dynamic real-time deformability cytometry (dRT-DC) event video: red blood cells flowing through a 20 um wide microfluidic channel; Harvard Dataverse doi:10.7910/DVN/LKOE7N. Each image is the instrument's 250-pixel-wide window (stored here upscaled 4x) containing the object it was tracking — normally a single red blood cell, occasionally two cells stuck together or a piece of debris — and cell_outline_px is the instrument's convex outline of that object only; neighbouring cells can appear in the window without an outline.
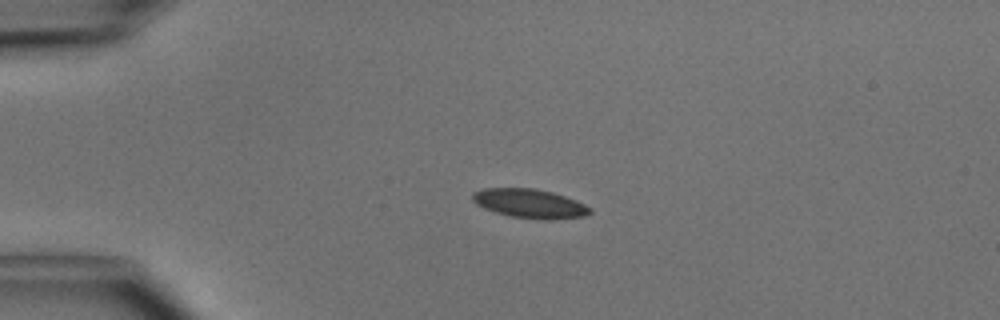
{"species": "common noctule bat (a hibernating species)", "species_latin": "Nyctalus noctula", "temperature_condition": "cold", "stored_images_in_passage": 39, "camera_frame_rate_fps": 3000, "um_per_image_px": 0.085, "animal": {"sex": "male", "body_mass_g": 15.6}, "frame": {"image": 1, "passage_image": 1, "time_ms": 0.0, "image_size_px": [1000, 320], "cell_outline_px": [[592, 212], [584, 216], [552, 220], [548, 220], [508, 216], [484, 208], [476, 204], [472, 200], [472, 192], [484, 188], [536, 188], [552, 192], [576, 200], [592, 208]], "centroid_in_image_um": [45.03, 17.3], "position_along_channel_um": 40.0, "area_um2": 20.0}}
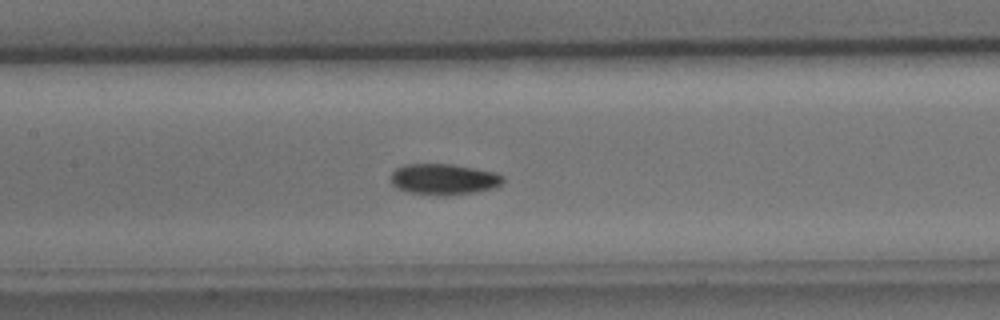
{"frame": {"image": 2, "passage_image": 13, "time_ms": 4.0, "image_size_px": [1000, 320], "cell_outline_px": [[504, 180], [496, 188], [476, 192], [444, 196], [436, 196], [408, 192], [396, 188], [392, 184], [388, 176], [396, 168], [404, 164], [452, 164], [496, 172], [504, 176]], "centroid_in_image_um": [37.7, 15.24], "position_along_channel_um": 169.7, "area_um2": 20.69}}
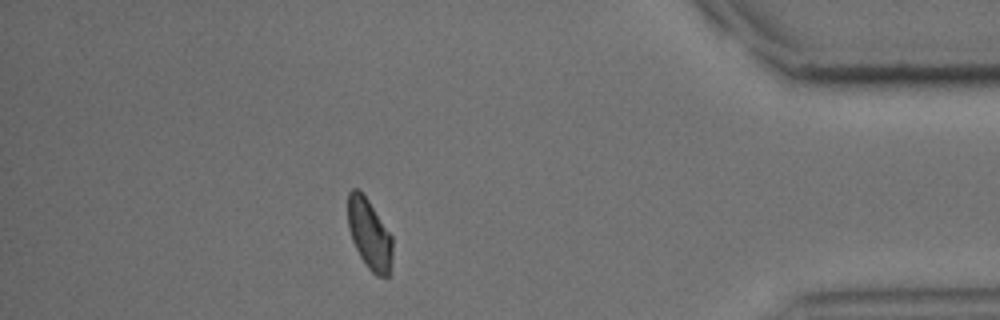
{"frame": {"image": 3, "passage_image": 33, "time_ms": 10.667, "image_size_px": [1000, 320], "cell_outline_px": [[392, 260], [388, 276], [376, 276], [368, 268], [360, 256], [352, 240], [348, 228], [348, 192], [352, 188], [356, 188], [368, 200], [392, 236]], "centroid_in_image_um": [31.39, 19.91], "position_along_channel_um": 403.8, "area_um2": 18.09}, "authors_computed_cell_mechanics": {"area_um2": 19.4786, "velocity_mm_per_s": 4.0788, "shape_relaxation_time_tau1_ms": 3.6705, "shape_relaxation_time_tau2_ms": null, "deformation_change_tau1": 0.0944, "deformation_change_tau2": null}}